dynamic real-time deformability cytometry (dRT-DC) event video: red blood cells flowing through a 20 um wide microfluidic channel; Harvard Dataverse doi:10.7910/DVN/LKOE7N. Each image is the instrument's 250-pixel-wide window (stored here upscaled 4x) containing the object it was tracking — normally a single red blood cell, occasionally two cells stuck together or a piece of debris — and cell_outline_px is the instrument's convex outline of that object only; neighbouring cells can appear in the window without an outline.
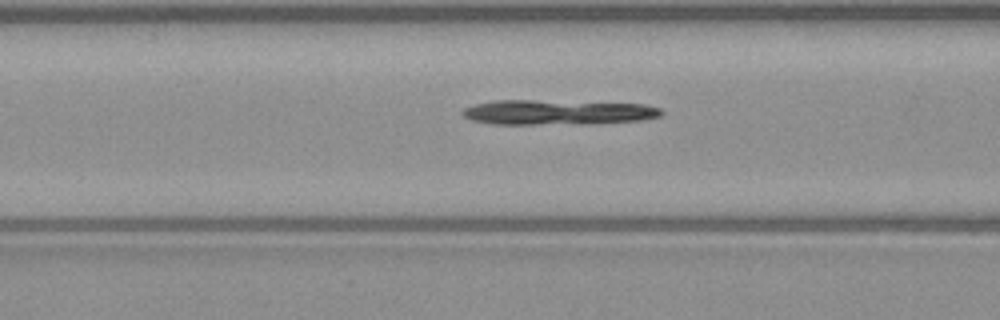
{"species": "common noctule bat (a hibernating species)", "species_latin": "Nyctalus noctula", "temperature_condition": "warm", "stored_images_in_passage": 51, "camera_frame_rate_fps": 3000, "um_per_image_px": 0.085, "animal": {"sex": "male", "body_mass_g": 23.1, "forearm_length_mm": 52.7}, "frame": {"image": 1, "passage_image": 21, "time_ms": 6.667, "image_size_px": [1000, 320], "cell_outline_px": [[664, 112], [660, 116], [644, 120], [600, 124], [492, 124], [472, 120], [464, 116], [460, 112], [464, 108], [476, 104], [492, 100], [532, 100], [644, 104], [660, 108]], "centroid_in_image_um": [47.43, 9.55], "position_along_channel_um": 119.2, "area_um2": 29.19}}
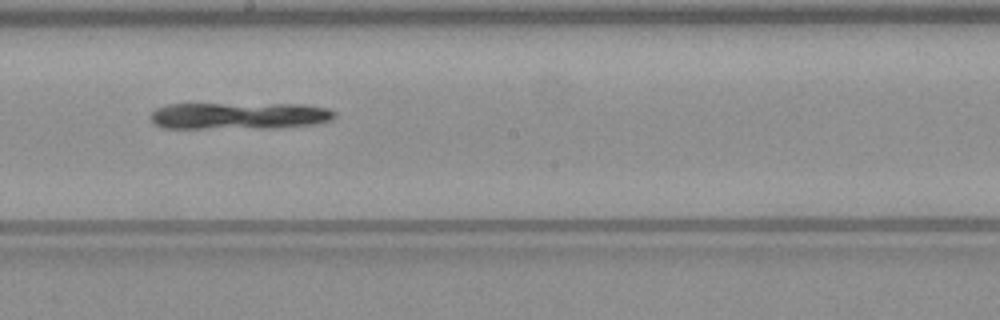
{"frame": {"image": 2, "passage_image": 29, "time_ms": 9.333, "image_size_px": [1000, 320], "cell_outline_px": [[336, 116], [332, 120], [316, 124], [272, 128], [160, 128], [152, 120], [152, 112], [156, 108], [168, 104], [304, 104], [328, 108], [336, 112]], "centroid_in_image_um": [20.37, 9.84], "position_along_channel_um": 227.8, "area_um2": 29.02}}
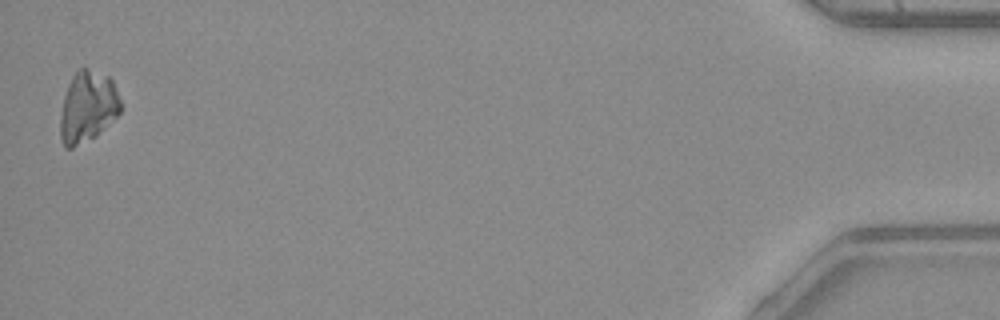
{"frame": {"image": 3, "passage_image": 51, "time_ms": 16.667, "image_size_px": [1000, 320], "cell_outline_px": [[120, 112], [96, 136], [72, 148], [64, 148], [60, 140], [60, 116], [64, 96], [68, 84], [72, 76], [80, 68], [88, 68], [108, 76], [112, 80], [120, 100]], "centroid_in_image_um": [7.42, 9.09], "position_along_channel_um": 427.8, "area_um2": 24.91}}